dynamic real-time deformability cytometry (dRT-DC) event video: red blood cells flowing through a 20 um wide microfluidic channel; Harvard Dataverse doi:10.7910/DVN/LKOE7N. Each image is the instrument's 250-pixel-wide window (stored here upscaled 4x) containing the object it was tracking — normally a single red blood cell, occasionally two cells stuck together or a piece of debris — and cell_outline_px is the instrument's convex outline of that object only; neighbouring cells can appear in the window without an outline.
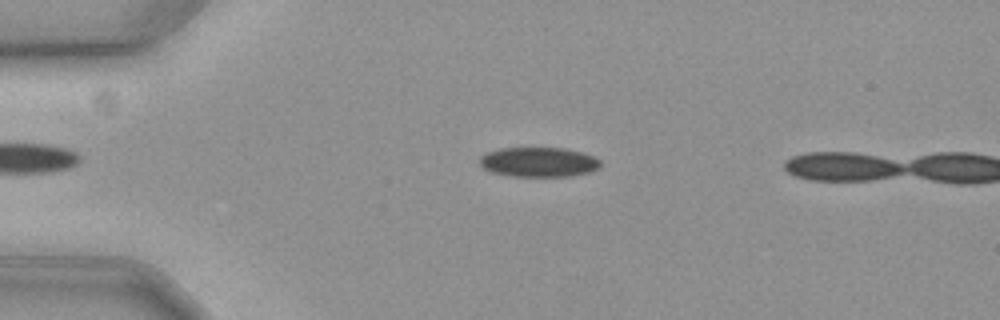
{"species": "common noctule bat (a hibernating species)", "species_latin": "Nyctalus noctula", "temperature_condition": "cold", "stored_images_in_passage": 8, "camera_frame_rate_fps": 3000, "um_per_image_px": 0.085, "animal": {"sex": "female", "body_mass_g": 19.3, "forearm_length_mm": 54.1}, "frame": {"image": 1, "passage_image": 5, "time_ms": 1.333, "image_size_px": [1000, 320], "cell_outline_px": [[600, 168], [588, 172], [568, 176], [508, 176], [488, 172], [480, 164], [480, 156], [488, 152], [500, 148], [564, 148], [584, 152], [600, 160]], "centroid_in_image_um": [45.77, 13.77], "position_along_channel_um": 39.2, "area_um2": 20.98}}